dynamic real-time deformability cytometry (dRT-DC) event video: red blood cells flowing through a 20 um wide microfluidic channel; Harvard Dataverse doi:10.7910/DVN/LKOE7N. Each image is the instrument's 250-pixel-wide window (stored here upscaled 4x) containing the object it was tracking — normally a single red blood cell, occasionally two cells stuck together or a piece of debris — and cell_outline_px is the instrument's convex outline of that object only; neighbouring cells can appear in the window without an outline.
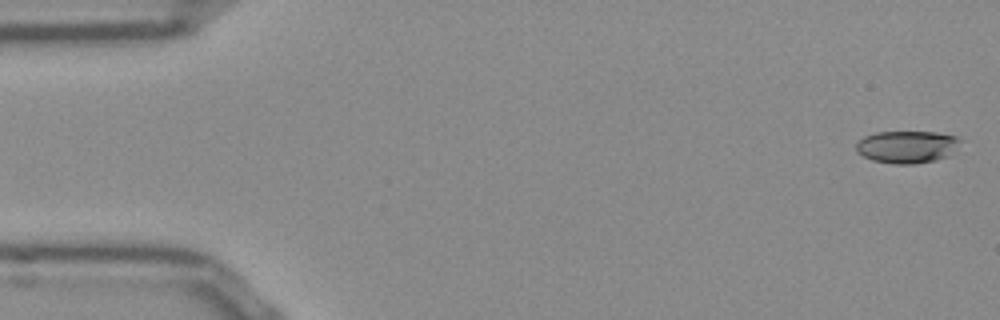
{"species": "Egyptian fruit bat (a non-hibernating species)", "species_latin": "Rousettus aegyptiacus", "temperature_condition": "room temperature", "stored_images_in_passage": 11, "camera_frame_rate_fps": 3000, "um_per_image_px": 0.085, "frame": {"image": 1, "passage_image": 1, "time_ms": 0.0, "image_size_px": [1000, 320], "cell_outline_px": [[964, 140], [948, 156], [936, 160], [916, 164], [892, 164], [872, 160], [856, 152], [856, 144], [864, 136], [876, 132], [936, 132], [956, 136]], "centroid_in_image_um": [77.11, 12.48], "position_along_channel_um": 7.9, "area_um2": 19.83}}